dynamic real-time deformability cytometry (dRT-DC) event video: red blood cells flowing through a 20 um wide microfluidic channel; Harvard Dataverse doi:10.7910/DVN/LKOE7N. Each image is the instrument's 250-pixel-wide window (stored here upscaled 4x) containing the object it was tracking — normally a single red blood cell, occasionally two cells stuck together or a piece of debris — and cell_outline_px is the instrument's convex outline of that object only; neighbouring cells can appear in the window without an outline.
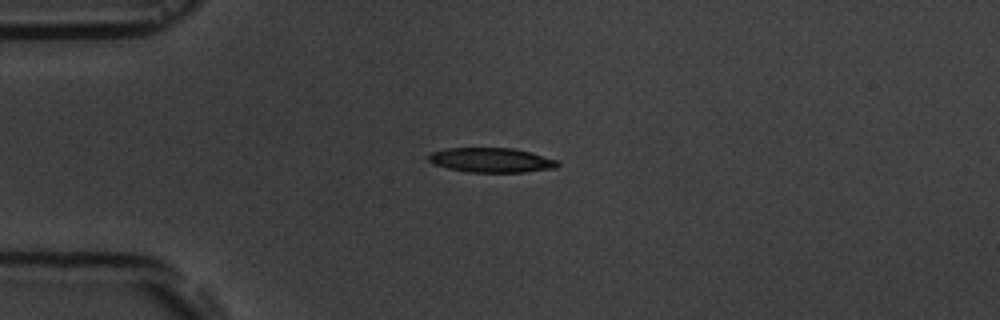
{"species": "common noctule bat (a hibernating species)", "species_latin": "Nyctalus noctula", "temperature_condition": "room temperature", "stored_images_in_passage": 6, "camera_frame_rate_fps": 3000, "um_per_image_px": 0.085, "animal": {"sex": "male", "body_mass_g": 19.5, "forearm_length_mm": 54.6}, "frame": {"image": 1, "passage_image": 4, "time_ms": 3.667, "image_size_px": [1000, 320], "cell_outline_px": [[560, 164], [556, 168], [524, 172], [468, 172], [448, 168], [432, 164], [428, 160], [428, 156], [432, 152], [444, 148], [512, 148], [528, 152], [556, 160]], "centroid_in_image_um": [41.71, 13.61], "position_along_channel_um": 43.3, "area_um2": 18.38}}
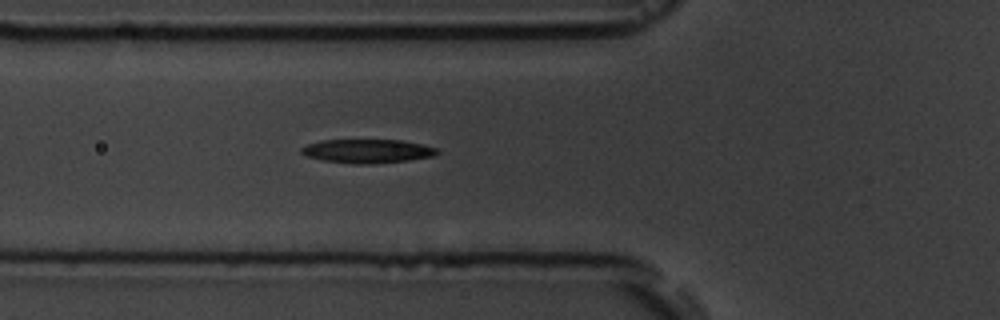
{"frame": {"image": 2, "passage_image": 6, "time_ms": 5.667, "image_size_px": [1000, 320], "cell_outline_px": [[440, 152], [432, 156], [408, 160], [372, 164], [352, 164], [324, 160], [308, 156], [300, 152], [300, 148], [308, 144], [320, 140], [400, 140], [420, 144], [436, 148]], "centroid_in_image_um": [31.2, 12.84], "position_along_channel_um": 94.6, "area_um2": 18.67}}